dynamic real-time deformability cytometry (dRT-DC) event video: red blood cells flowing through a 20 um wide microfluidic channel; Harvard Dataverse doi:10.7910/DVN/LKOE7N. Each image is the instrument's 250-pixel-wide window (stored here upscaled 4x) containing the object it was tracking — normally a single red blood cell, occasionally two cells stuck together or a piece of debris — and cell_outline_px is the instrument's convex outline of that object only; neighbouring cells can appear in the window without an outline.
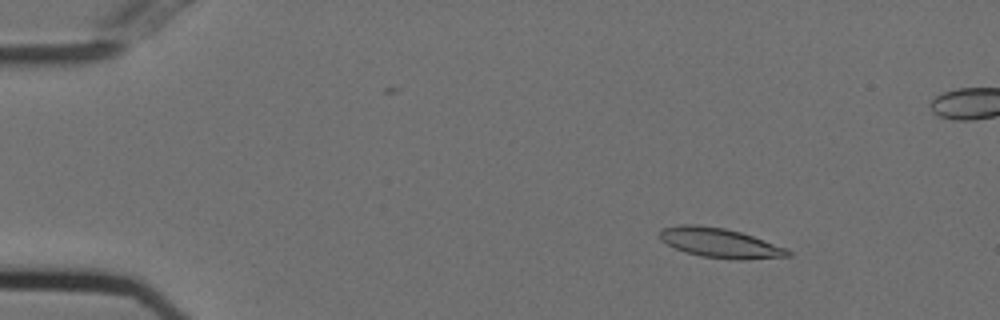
{"species": "Egyptian fruit bat (a non-hibernating species)", "species_latin": "Rousettus aegyptiacus", "temperature_condition": "cold", "stored_images_in_passage": 16, "camera_frame_rate_fps": 3000, "um_per_image_px": 0.085, "animal": {"sex": "female"}, "frame": {"image": 1, "passage_image": 7, "time_ms": 2.0, "image_size_px": [1000, 320], "cell_outline_px": [[792, 256], [740, 260], [700, 256], [684, 252], [660, 240], [660, 228], [680, 224], [700, 224], [724, 228], [740, 232], [752, 236], [784, 248], [792, 252]], "centroid_in_image_um": [61.14, 20.64], "position_along_channel_um": 23.9, "area_um2": 22.02}}